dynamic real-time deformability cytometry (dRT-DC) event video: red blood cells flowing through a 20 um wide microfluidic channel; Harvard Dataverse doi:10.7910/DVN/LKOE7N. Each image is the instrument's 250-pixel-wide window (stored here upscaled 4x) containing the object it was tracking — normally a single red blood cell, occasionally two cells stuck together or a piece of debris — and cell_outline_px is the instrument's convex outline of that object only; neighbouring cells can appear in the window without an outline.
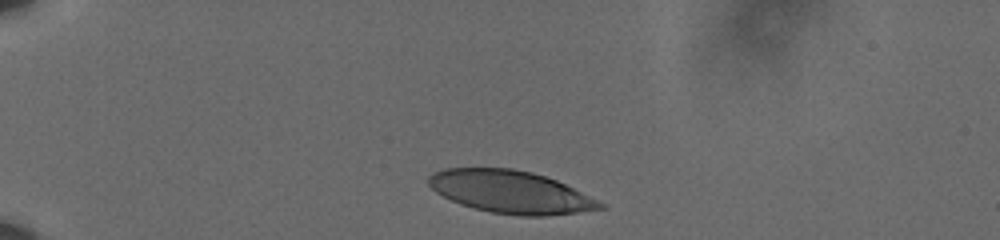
{"species": "human", "species_latin": "Homo sapiens", "temperature_condition": "cold", "stored_images_in_passage": 38, "camera_frame_rate_fps": 3000, "um_per_image_px": 0.085, "donor": {"sex": "male"}, "frame": {"image": 1, "passage_image": 1, "time_ms": 0.0, "image_size_px": [1000, 240], "cell_outline_px": [[608, 208], [544, 216], [520, 216], [492, 212], [460, 204], [436, 192], [428, 184], [428, 176], [432, 172], [444, 168], [512, 168], [532, 172], [556, 180], [604, 204]], "centroid_in_image_um": [43.36, 16.3], "position_along_channel_um": 41.6, "area_um2": 42.14}}
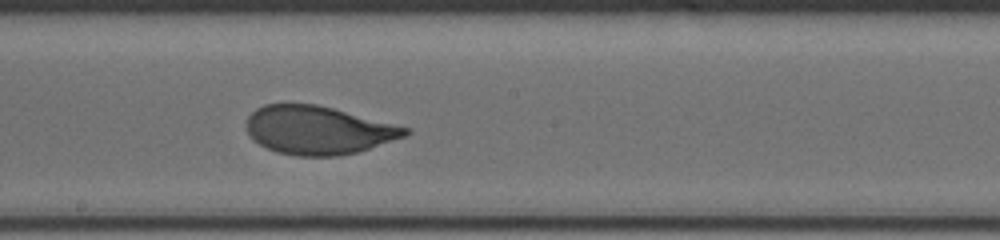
{"frame": {"image": 2, "passage_image": 21, "time_ms": 6.667, "image_size_px": [1000, 240], "cell_outline_px": [[412, 132], [408, 136], [356, 152], [340, 156], [296, 156], [276, 152], [252, 140], [244, 124], [248, 116], [256, 108], [264, 104], [316, 104], [412, 128]], "centroid_in_image_um": [27.05, 11.07], "position_along_channel_um": 221.1, "area_um2": 44.97}}
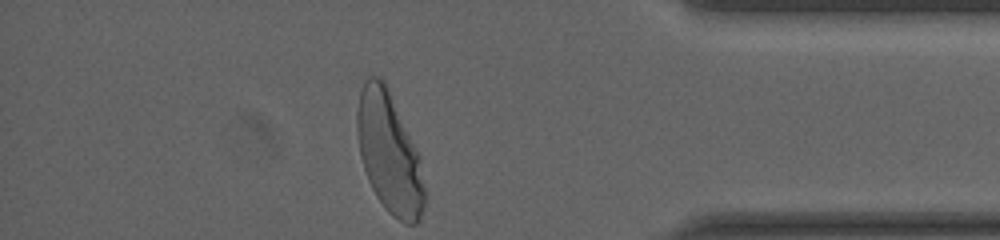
{"frame": {"image": 3, "passage_image": 38, "time_ms": 12.333, "image_size_px": [1000, 240], "cell_outline_px": [[424, 208], [420, 220], [416, 224], [404, 224], [392, 216], [384, 208], [376, 196], [368, 180], [360, 156], [356, 132], [356, 112], [360, 92], [364, 80], [368, 76], [380, 76], [384, 80], [388, 88], [420, 156], [424, 188]], "centroid_in_image_um": [33.07, 13.0], "position_along_channel_um": 402.1, "area_um2": 47.63}, "authors_computed_cell_mechanics": {"area_um2": 44.9973, "velocity_mm_per_s": 3.5778, "shape_relaxation_time_tau1_ms": 3.8777, "shape_relaxation_time_tau2_ms": null, "deformation_change_tau1": 0.1768, "deformation_change_tau2": null}}